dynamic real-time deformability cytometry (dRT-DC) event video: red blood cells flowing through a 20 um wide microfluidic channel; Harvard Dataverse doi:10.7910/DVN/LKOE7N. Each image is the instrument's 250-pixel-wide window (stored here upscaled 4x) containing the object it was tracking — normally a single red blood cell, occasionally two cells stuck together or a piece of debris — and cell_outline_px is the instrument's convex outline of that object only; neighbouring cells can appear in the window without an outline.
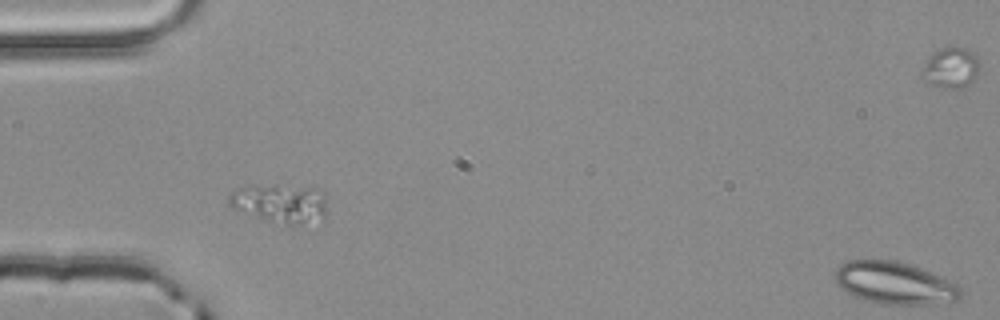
{"species": "common noctule bat (a hibernating species)", "species_latin": "Nyctalus noctula", "temperature_condition": "room temperature", "stored_images_in_passage": 2, "segment_of_instrument_passage": [2, 2], "camera_frame_rate_fps": 3000, "um_per_image_px": 0.085, "animal": {"sex": "male", "body_mass_g": 20.4}, "frame": {"image": 1, "passage_image": 2, "time_ms": 0.333, "image_size_px": [1000, 320], "cell_outline_px": [[964, 292], [956, 300], [932, 304], [880, 304], [864, 300], [840, 288], [836, 284], [836, 268], [840, 264], [848, 260], [896, 260], [920, 268], [956, 284]], "centroid_in_image_um": [76.01, 24.06], "position_along_channel_um": 9.0, "area_um2": 30.63}}